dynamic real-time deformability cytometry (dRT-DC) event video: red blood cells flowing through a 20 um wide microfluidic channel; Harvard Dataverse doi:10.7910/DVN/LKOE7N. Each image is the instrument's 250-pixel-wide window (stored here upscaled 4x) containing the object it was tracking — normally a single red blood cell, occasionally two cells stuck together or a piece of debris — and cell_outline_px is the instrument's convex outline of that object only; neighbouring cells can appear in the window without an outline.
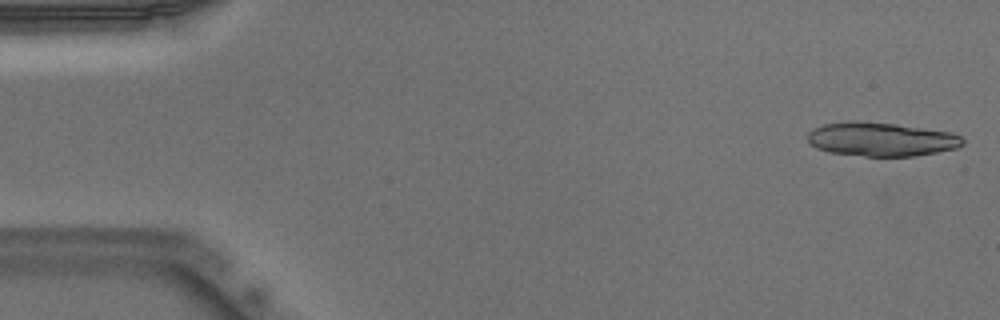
{"species": "Egyptian fruit bat (a non-hibernating species)", "species_latin": "Rousettus aegyptiacus", "temperature_condition": "warm", "stored_images_in_passage": 50, "segment_of_instrument_passage": [1, 2], "camera_frame_rate_fps": 3000, "um_per_image_px": 0.085, "animal": {"sex": "male"}, "frame": {"image": 1, "passage_image": 1, "time_ms": 0.0, "image_size_px": [1000, 320], "cell_outline_px": [[964, 144], [960, 148], [912, 156], [864, 156], [832, 152], [816, 148], [808, 144], [808, 132], [812, 128], [824, 124], [848, 120], [856, 120], [896, 124], [952, 132], [960, 136], [964, 140]], "centroid_in_image_um": [74.89, 11.82], "position_along_channel_um": 10.1, "area_um2": 30.87}}